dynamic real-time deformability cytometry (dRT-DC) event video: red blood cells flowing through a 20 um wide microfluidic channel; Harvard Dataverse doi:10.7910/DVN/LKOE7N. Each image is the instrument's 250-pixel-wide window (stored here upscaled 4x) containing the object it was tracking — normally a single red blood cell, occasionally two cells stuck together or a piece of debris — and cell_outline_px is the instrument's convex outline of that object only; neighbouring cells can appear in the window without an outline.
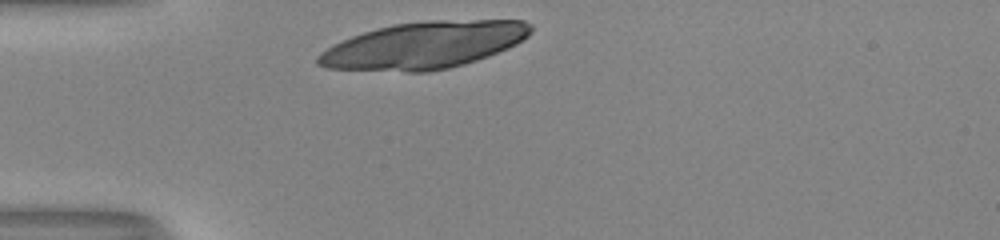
{"species": "human", "species_latin": "Homo sapiens", "temperature_condition": "room temperature", "stored_images_in_passage": 27, "camera_frame_rate_fps": 3000, "um_per_image_px": 0.085, "donor": {"sex": "male"}, "frame": {"image": 1, "passage_image": 1, "time_ms": 0.0, "image_size_px": [1000, 240], "cell_outline_px": [[532, 32], [528, 36], [516, 44], [508, 48], [488, 56], [464, 64], [448, 68], [428, 72], [408, 72], [328, 68], [316, 64], [316, 56], [320, 52], [352, 36], [376, 28], [392, 24], [424, 20], [524, 20], [532, 24]], "centroid_in_image_um": [36.06, 3.84], "position_along_channel_um": 48.9, "area_um2": 58.26}}